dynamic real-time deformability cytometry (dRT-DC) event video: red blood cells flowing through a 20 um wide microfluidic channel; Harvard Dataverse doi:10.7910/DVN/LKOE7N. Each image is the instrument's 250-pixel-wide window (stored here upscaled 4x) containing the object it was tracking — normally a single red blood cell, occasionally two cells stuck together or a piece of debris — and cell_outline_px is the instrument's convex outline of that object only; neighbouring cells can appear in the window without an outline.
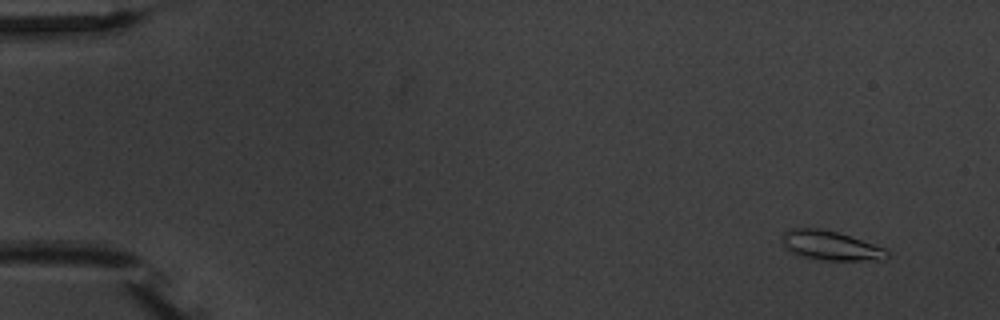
{"species": "common noctule bat (a hibernating species)", "species_latin": "Nyctalus noctula", "temperature_condition": "warm", "stored_images_in_passage": 8, "segment_of_instrument_passage": [1, 2], "camera_frame_rate_fps": 3000, "um_per_image_px": 0.085, "animal": {"sex": "male", "body_mass_g": 20.1, "forearm_length_mm": 53.5}, "frame": {"image": 1, "passage_image": 1, "time_ms": 0.0, "image_size_px": [1000, 320], "cell_outline_px": [[888, 256], [884, 260], [824, 260], [800, 256], [792, 252], [784, 244], [780, 236], [784, 232], [792, 228], [820, 228], [836, 232], [884, 248], [888, 252]], "centroid_in_image_um": [70.57, 20.87], "position_along_channel_um": 14.4, "area_um2": 17.63}}
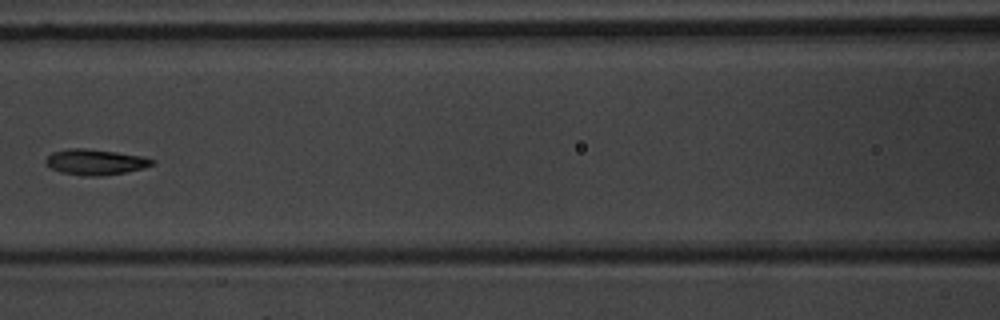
{"frame": {"image": 2, "passage_image": 7, "time_ms": 7.333, "image_size_px": [1000, 320], "cell_outline_px": [[156, 160], [152, 164], [144, 168], [124, 172], [100, 176], [88, 176], [60, 172], [44, 164], [44, 160], [52, 152], [68, 148], [84, 148], [116, 152], [144, 156]], "centroid_in_image_um": [8.08, 13.76], "position_along_channel_um": 158.5, "area_um2": 15.9}}